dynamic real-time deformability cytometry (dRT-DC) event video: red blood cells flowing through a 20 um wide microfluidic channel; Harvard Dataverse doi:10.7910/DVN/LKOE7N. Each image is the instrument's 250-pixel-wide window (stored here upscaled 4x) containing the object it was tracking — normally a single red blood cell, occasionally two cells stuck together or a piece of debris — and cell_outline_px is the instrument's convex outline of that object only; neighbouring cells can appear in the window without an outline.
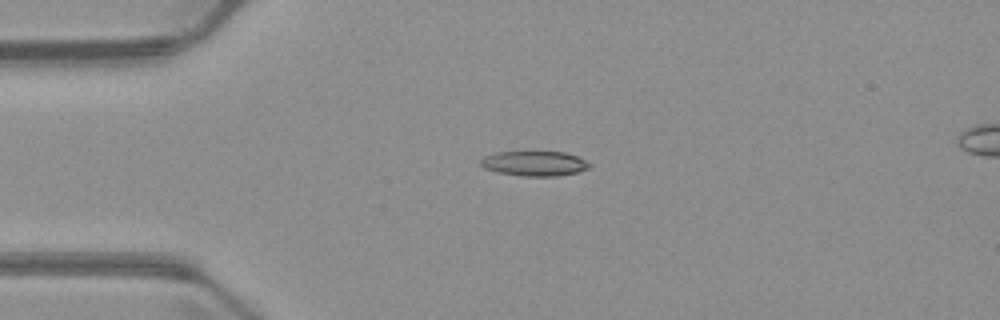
{"species": "common noctule bat (a hibernating species)", "species_latin": "Nyctalus noctula", "temperature_condition": "warm", "stored_images_in_passage": 4, "camera_frame_rate_fps": 3000, "um_per_image_px": 0.085, "animal": {"sex": "male", "body_mass_g": 23.1, "forearm_length_mm": 52.7}, "frame": {"image": 1, "passage_image": 2, "time_ms": 2.333, "image_size_px": [1000, 320], "cell_outline_px": [[592, 164], [588, 168], [576, 172], [556, 176], [520, 176], [496, 172], [484, 168], [480, 164], [480, 160], [484, 156], [496, 152], [564, 152], [576, 156]], "centroid_in_image_um": [45.38, 13.9], "position_along_channel_um": 39.6, "area_um2": 15.72}}